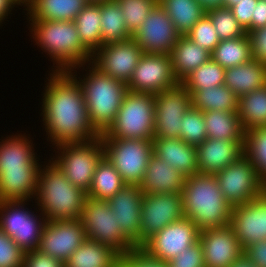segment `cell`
Instances as JSON below:
<instances>
[{
    "label": "cell",
    "mask_w": 266,
    "mask_h": 267,
    "mask_svg": "<svg viewBox=\"0 0 266 267\" xmlns=\"http://www.w3.org/2000/svg\"><path fill=\"white\" fill-rule=\"evenodd\" d=\"M43 88L40 117L50 148L89 142L100 137L92 127L77 79L69 71H49Z\"/></svg>",
    "instance_id": "cell-1"
},
{
    "label": "cell",
    "mask_w": 266,
    "mask_h": 267,
    "mask_svg": "<svg viewBox=\"0 0 266 267\" xmlns=\"http://www.w3.org/2000/svg\"><path fill=\"white\" fill-rule=\"evenodd\" d=\"M29 35L52 61L51 71H69L90 63L92 53L80 40L74 21L27 20Z\"/></svg>",
    "instance_id": "cell-3"
},
{
    "label": "cell",
    "mask_w": 266,
    "mask_h": 267,
    "mask_svg": "<svg viewBox=\"0 0 266 267\" xmlns=\"http://www.w3.org/2000/svg\"><path fill=\"white\" fill-rule=\"evenodd\" d=\"M199 229L187 217L153 234L140 247L162 262H168L199 240Z\"/></svg>",
    "instance_id": "cell-14"
},
{
    "label": "cell",
    "mask_w": 266,
    "mask_h": 267,
    "mask_svg": "<svg viewBox=\"0 0 266 267\" xmlns=\"http://www.w3.org/2000/svg\"><path fill=\"white\" fill-rule=\"evenodd\" d=\"M69 72L82 88L92 127L100 135L105 133L114 123L124 96L128 92L127 84L102 73L91 63L72 68Z\"/></svg>",
    "instance_id": "cell-4"
},
{
    "label": "cell",
    "mask_w": 266,
    "mask_h": 267,
    "mask_svg": "<svg viewBox=\"0 0 266 267\" xmlns=\"http://www.w3.org/2000/svg\"><path fill=\"white\" fill-rule=\"evenodd\" d=\"M168 267H206L204 251L199 240L167 262Z\"/></svg>",
    "instance_id": "cell-46"
},
{
    "label": "cell",
    "mask_w": 266,
    "mask_h": 267,
    "mask_svg": "<svg viewBox=\"0 0 266 267\" xmlns=\"http://www.w3.org/2000/svg\"><path fill=\"white\" fill-rule=\"evenodd\" d=\"M80 220L84 227L86 239L108 245L120 255L137 247L121 231L115 214L106 200L87 196Z\"/></svg>",
    "instance_id": "cell-10"
},
{
    "label": "cell",
    "mask_w": 266,
    "mask_h": 267,
    "mask_svg": "<svg viewBox=\"0 0 266 267\" xmlns=\"http://www.w3.org/2000/svg\"><path fill=\"white\" fill-rule=\"evenodd\" d=\"M122 11L125 24L133 35L141 27L158 0H116Z\"/></svg>",
    "instance_id": "cell-41"
},
{
    "label": "cell",
    "mask_w": 266,
    "mask_h": 267,
    "mask_svg": "<svg viewBox=\"0 0 266 267\" xmlns=\"http://www.w3.org/2000/svg\"><path fill=\"white\" fill-rule=\"evenodd\" d=\"M191 41L206 49L210 53L220 42L219 36L213 26L211 19L205 14L193 28L185 34Z\"/></svg>",
    "instance_id": "cell-43"
},
{
    "label": "cell",
    "mask_w": 266,
    "mask_h": 267,
    "mask_svg": "<svg viewBox=\"0 0 266 267\" xmlns=\"http://www.w3.org/2000/svg\"><path fill=\"white\" fill-rule=\"evenodd\" d=\"M211 58L225 70L249 62L253 58L248 35L220 40L212 51Z\"/></svg>",
    "instance_id": "cell-37"
},
{
    "label": "cell",
    "mask_w": 266,
    "mask_h": 267,
    "mask_svg": "<svg viewBox=\"0 0 266 267\" xmlns=\"http://www.w3.org/2000/svg\"><path fill=\"white\" fill-rule=\"evenodd\" d=\"M88 0H25L26 20L74 21Z\"/></svg>",
    "instance_id": "cell-26"
},
{
    "label": "cell",
    "mask_w": 266,
    "mask_h": 267,
    "mask_svg": "<svg viewBox=\"0 0 266 267\" xmlns=\"http://www.w3.org/2000/svg\"><path fill=\"white\" fill-rule=\"evenodd\" d=\"M244 255L257 267H266V240L258 241L246 247Z\"/></svg>",
    "instance_id": "cell-50"
},
{
    "label": "cell",
    "mask_w": 266,
    "mask_h": 267,
    "mask_svg": "<svg viewBox=\"0 0 266 267\" xmlns=\"http://www.w3.org/2000/svg\"><path fill=\"white\" fill-rule=\"evenodd\" d=\"M22 267H65V263L39 250H34L24 254Z\"/></svg>",
    "instance_id": "cell-49"
},
{
    "label": "cell",
    "mask_w": 266,
    "mask_h": 267,
    "mask_svg": "<svg viewBox=\"0 0 266 267\" xmlns=\"http://www.w3.org/2000/svg\"><path fill=\"white\" fill-rule=\"evenodd\" d=\"M153 153L186 177L198 172L196 146L180 138H153Z\"/></svg>",
    "instance_id": "cell-25"
},
{
    "label": "cell",
    "mask_w": 266,
    "mask_h": 267,
    "mask_svg": "<svg viewBox=\"0 0 266 267\" xmlns=\"http://www.w3.org/2000/svg\"><path fill=\"white\" fill-rule=\"evenodd\" d=\"M86 197L87 193L74 186L51 159L43 161L34 207H38L47 221L80 219Z\"/></svg>",
    "instance_id": "cell-5"
},
{
    "label": "cell",
    "mask_w": 266,
    "mask_h": 267,
    "mask_svg": "<svg viewBox=\"0 0 266 267\" xmlns=\"http://www.w3.org/2000/svg\"><path fill=\"white\" fill-rule=\"evenodd\" d=\"M155 97L154 138H180L181 121L191 107V95L182 82L167 88Z\"/></svg>",
    "instance_id": "cell-13"
},
{
    "label": "cell",
    "mask_w": 266,
    "mask_h": 267,
    "mask_svg": "<svg viewBox=\"0 0 266 267\" xmlns=\"http://www.w3.org/2000/svg\"><path fill=\"white\" fill-rule=\"evenodd\" d=\"M173 73L182 82L190 73L211 58V53L187 36L181 35L171 53Z\"/></svg>",
    "instance_id": "cell-28"
},
{
    "label": "cell",
    "mask_w": 266,
    "mask_h": 267,
    "mask_svg": "<svg viewBox=\"0 0 266 267\" xmlns=\"http://www.w3.org/2000/svg\"><path fill=\"white\" fill-rule=\"evenodd\" d=\"M180 126V139L187 144L197 146L208 138L203 112L192 106L185 112Z\"/></svg>",
    "instance_id": "cell-42"
},
{
    "label": "cell",
    "mask_w": 266,
    "mask_h": 267,
    "mask_svg": "<svg viewBox=\"0 0 266 267\" xmlns=\"http://www.w3.org/2000/svg\"><path fill=\"white\" fill-rule=\"evenodd\" d=\"M100 9L102 46L125 41L132 37L116 0L101 2Z\"/></svg>",
    "instance_id": "cell-34"
},
{
    "label": "cell",
    "mask_w": 266,
    "mask_h": 267,
    "mask_svg": "<svg viewBox=\"0 0 266 267\" xmlns=\"http://www.w3.org/2000/svg\"><path fill=\"white\" fill-rule=\"evenodd\" d=\"M229 267H257L244 254L236 259Z\"/></svg>",
    "instance_id": "cell-54"
},
{
    "label": "cell",
    "mask_w": 266,
    "mask_h": 267,
    "mask_svg": "<svg viewBox=\"0 0 266 267\" xmlns=\"http://www.w3.org/2000/svg\"><path fill=\"white\" fill-rule=\"evenodd\" d=\"M118 267H168L166 262L157 260L140 246L120 255Z\"/></svg>",
    "instance_id": "cell-45"
},
{
    "label": "cell",
    "mask_w": 266,
    "mask_h": 267,
    "mask_svg": "<svg viewBox=\"0 0 266 267\" xmlns=\"http://www.w3.org/2000/svg\"><path fill=\"white\" fill-rule=\"evenodd\" d=\"M225 69L212 58L190 73L182 83L187 90H203L224 85Z\"/></svg>",
    "instance_id": "cell-38"
},
{
    "label": "cell",
    "mask_w": 266,
    "mask_h": 267,
    "mask_svg": "<svg viewBox=\"0 0 266 267\" xmlns=\"http://www.w3.org/2000/svg\"><path fill=\"white\" fill-rule=\"evenodd\" d=\"M220 40L239 38L247 33L234 17L232 10L228 7H218L206 11Z\"/></svg>",
    "instance_id": "cell-40"
},
{
    "label": "cell",
    "mask_w": 266,
    "mask_h": 267,
    "mask_svg": "<svg viewBox=\"0 0 266 267\" xmlns=\"http://www.w3.org/2000/svg\"><path fill=\"white\" fill-rule=\"evenodd\" d=\"M17 132L0 138V201L34 200L37 191L43 161L35 151L34 138Z\"/></svg>",
    "instance_id": "cell-2"
},
{
    "label": "cell",
    "mask_w": 266,
    "mask_h": 267,
    "mask_svg": "<svg viewBox=\"0 0 266 267\" xmlns=\"http://www.w3.org/2000/svg\"><path fill=\"white\" fill-rule=\"evenodd\" d=\"M25 252L0 229V267H22Z\"/></svg>",
    "instance_id": "cell-44"
},
{
    "label": "cell",
    "mask_w": 266,
    "mask_h": 267,
    "mask_svg": "<svg viewBox=\"0 0 266 267\" xmlns=\"http://www.w3.org/2000/svg\"><path fill=\"white\" fill-rule=\"evenodd\" d=\"M181 197L184 217L193 221L199 231L229 226L232 207L213 174L186 177Z\"/></svg>",
    "instance_id": "cell-6"
},
{
    "label": "cell",
    "mask_w": 266,
    "mask_h": 267,
    "mask_svg": "<svg viewBox=\"0 0 266 267\" xmlns=\"http://www.w3.org/2000/svg\"><path fill=\"white\" fill-rule=\"evenodd\" d=\"M237 112L245 132L266 126V86L239 97Z\"/></svg>",
    "instance_id": "cell-36"
},
{
    "label": "cell",
    "mask_w": 266,
    "mask_h": 267,
    "mask_svg": "<svg viewBox=\"0 0 266 267\" xmlns=\"http://www.w3.org/2000/svg\"><path fill=\"white\" fill-rule=\"evenodd\" d=\"M206 267H229L244 254V248L230 226L199 232Z\"/></svg>",
    "instance_id": "cell-21"
},
{
    "label": "cell",
    "mask_w": 266,
    "mask_h": 267,
    "mask_svg": "<svg viewBox=\"0 0 266 267\" xmlns=\"http://www.w3.org/2000/svg\"><path fill=\"white\" fill-rule=\"evenodd\" d=\"M224 85L239 98L266 86V65L252 59L225 70Z\"/></svg>",
    "instance_id": "cell-27"
},
{
    "label": "cell",
    "mask_w": 266,
    "mask_h": 267,
    "mask_svg": "<svg viewBox=\"0 0 266 267\" xmlns=\"http://www.w3.org/2000/svg\"><path fill=\"white\" fill-rule=\"evenodd\" d=\"M266 26V0H258L251 18V31Z\"/></svg>",
    "instance_id": "cell-51"
},
{
    "label": "cell",
    "mask_w": 266,
    "mask_h": 267,
    "mask_svg": "<svg viewBox=\"0 0 266 267\" xmlns=\"http://www.w3.org/2000/svg\"><path fill=\"white\" fill-rule=\"evenodd\" d=\"M154 128V94L128 91L124 96L114 123L100 137L152 140L154 138Z\"/></svg>",
    "instance_id": "cell-7"
},
{
    "label": "cell",
    "mask_w": 266,
    "mask_h": 267,
    "mask_svg": "<svg viewBox=\"0 0 266 267\" xmlns=\"http://www.w3.org/2000/svg\"><path fill=\"white\" fill-rule=\"evenodd\" d=\"M104 156L120 173L127 185H140L151 156L152 140L101 138Z\"/></svg>",
    "instance_id": "cell-11"
},
{
    "label": "cell",
    "mask_w": 266,
    "mask_h": 267,
    "mask_svg": "<svg viewBox=\"0 0 266 267\" xmlns=\"http://www.w3.org/2000/svg\"><path fill=\"white\" fill-rule=\"evenodd\" d=\"M120 254L108 245L86 239L70 256L65 267H118Z\"/></svg>",
    "instance_id": "cell-29"
},
{
    "label": "cell",
    "mask_w": 266,
    "mask_h": 267,
    "mask_svg": "<svg viewBox=\"0 0 266 267\" xmlns=\"http://www.w3.org/2000/svg\"><path fill=\"white\" fill-rule=\"evenodd\" d=\"M252 58L266 65V26L247 32Z\"/></svg>",
    "instance_id": "cell-47"
},
{
    "label": "cell",
    "mask_w": 266,
    "mask_h": 267,
    "mask_svg": "<svg viewBox=\"0 0 266 267\" xmlns=\"http://www.w3.org/2000/svg\"><path fill=\"white\" fill-rule=\"evenodd\" d=\"M23 7L24 3H25V0H17Z\"/></svg>",
    "instance_id": "cell-57"
},
{
    "label": "cell",
    "mask_w": 266,
    "mask_h": 267,
    "mask_svg": "<svg viewBox=\"0 0 266 267\" xmlns=\"http://www.w3.org/2000/svg\"><path fill=\"white\" fill-rule=\"evenodd\" d=\"M244 154L266 183V126L249 129L245 132Z\"/></svg>",
    "instance_id": "cell-39"
},
{
    "label": "cell",
    "mask_w": 266,
    "mask_h": 267,
    "mask_svg": "<svg viewBox=\"0 0 266 267\" xmlns=\"http://www.w3.org/2000/svg\"><path fill=\"white\" fill-rule=\"evenodd\" d=\"M30 202L33 200L0 201V229L25 253L38 249L47 221L38 207L27 208Z\"/></svg>",
    "instance_id": "cell-9"
},
{
    "label": "cell",
    "mask_w": 266,
    "mask_h": 267,
    "mask_svg": "<svg viewBox=\"0 0 266 267\" xmlns=\"http://www.w3.org/2000/svg\"><path fill=\"white\" fill-rule=\"evenodd\" d=\"M126 185L120 173L104 156L97 164L87 196L108 201Z\"/></svg>",
    "instance_id": "cell-33"
},
{
    "label": "cell",
    "mask_w": 266,
    "mask_h": 267,
    "mask_svg": "<svg viewBox=\"0 0 266 267\" xmlns=\"http://www.w3.org/2000/svg\"><path fill=\"white\" fill-rule=\"evenodd\" d=\"M183 217L181 193L144 194L140 217V246L153 234Z\"/></svg>",
    "instance_id": "cell-16"
},
{
    "label": "cell",
    "mask_w": 266,
    "mask_h": 267,
    "mask_svg": "<svg viewBox=\"0 0 266 267\" xmlns=\"http://www.w3.org/2000/svg\"><path fill=\"white\" fill-rule=\"evenodd\" d=\"M142 54V48L131 37L101 46L92 54L90 63L102 73L127 84Z\"/></svg>",
    "instance_id": "cell-17"
},
{
    "label": "cell",
    "mask_w": 266,
    "mask_h": 267,
    "mask_svg": "<svg viewBox=\"0 0 266 267\" xmlns=\"http://www.w3.org/2000/svg\"><path fill=\"white\" fill-rule=\"evenodd\" d=\"M176 30L185 35L206 14L198 0H158Z\"/></svg>",
    "instance_id": "cell-32"
},
{
    "label": "cell",
    "mask_w": 266,
    "mask_h": 267,
    "mask_svg": "<svg viewBox=\"0 0 266 267\" xmlns=\"http://www.w3.org/2000/svg\"><path fill=\"white\" fill-rule=\"evenodd\" d=\"M100 21V3H88L74 19L80 40L92 54L102 46Z\"/></svg>",
    "instance_id": "cell-35"
},
{
    "label": "cell",
    "mask_w": 266,
    "mask_h": 267,
    "mask_svg": "<svg viewBox=\"0 0 266 267\" xmlns=\"http://www.w3.org/2000/svg\"><path fill=\"white\" fill-rule=\"evenodd\" d=\"M229 226L244 249L266 240V191L253 201L232 207Z\"/></svg>",
    "instance_id": "cell-20"
},
{
    "label": "cell",
    "mask_w": 266,
    "mask_h": 267,
    "mask_svg": "<svg viewBox=\"0 0 266 267\" xmlns=\"http://www.w3.org/2000/svg\"><path fill=\"white\" fill-rule=\"evenodd\" d=\"M177 83L170 55L143 53L127 88L130 92L155 95Z\"/></svg>",
    "instance_id": "cell-15"
},
{
    "label": "cell",
    "mask_w": 266,
    "mask_h": 267,
    "mask_svg": "<svg viewBox=\"0 0 266 267\" xmlns=\"http://www.w3.org/2000/svg\"><path fill=\"white\" fill-rule=\"evenodd\" d=\"M244 155V140L207 138L196 146L198 172L215 174Z\"/></svg>",
    "instance_id": "cell-23"
},
{
    "label": "cell",
    "mask_w": 266,
    "mask_h": 267,
    "mask_svg": "<svg viewBox=\"0 0 266 267\" xmlns=\"http://www.w3.org/2000/svg\"><path fill=\"white\" fill-rule=\"evenodd\" d=\"M89 3H101V2H105V1H110V0H88Z\"/></svg>",
    "instance_id": "cell-56"
},
{
    "label": "cell",
    "mask_w": 266,
    "mask_h": 267,
    "mask_svg": "<svg viewBox=\"0 0 266 267\" xmlns=\"http://www.w3.org/2000/svg\"><path fill=\"white\" fill-rule=\"evenodd\" d=\"M224 0H198L200 5L206 10L218 8L223 6Z\"/></svg>",
    "instance_id": "cell-53"
},
{
    "label": "cell",
    "mask_w": 266,
    "mask_h": 267,
    "mask_svg": "<svg viewBox=\"0 0 266 267\" xmlns=\"http://www.w3.org/2000/svg\"><path fill=\"white\" fill-rule=\"evenodd\" d=\"M191 95V106L205 111H238V97L226 85H219L203 90H188Z\"/></svg>",
    "instance_id": "cell-30"
},
{
    "label": "cell",
    "mask_w": 266,
    "mask_h": 267,
    "mask_svg": "<svg viewBox=\"0 0 266 267\" xmlns=\"http://www.w3.org/2000/svg\"><path fill=\"white\" fill-rule=\"evenodd\" d=\"M85 240L80 219L46 221L37 250L66 263Z\"/></svg>",
    "instance_id": "cell-19"
},
{
    "label": "cell",
    "mask_w": 266,
    "mask_h": 267,
    "mask_svg": "<svg viewBox=\"0 0 266 267\" xmlns=\"http://www.w3.org/2000/svg\"><path fill=\"white\" fill-rule=\"evenodd\" d=\"M238 1H241V0H224L223 1V7L231 8L233 5L238 3Z\"/></svg>",
    "instance_id": "cell-55"
},
{
    "label": "cell",
    "mask_w": 266,
    "mask_h": 267,
    "mask_svg": "<svg viewBox=\"0 0 266 267\" xmlns=\"http://www.w3.org/2000/svg\"><path fill=\"white\" fill-rule=\"evenodd\" d=\"M144 194L138 185H126L108 200L121 231L140 246L141 204Z\"/></svg>",
    "instance_id": "cell-22"
},
{
    "label": "cell",
    "mask_w": 266,
    "mask_h": 267,
    "mask_svg": "<svg viewBox=\"0 0 266 267\" xmlns=\"http://www.w3.org/2000/svg\"><path fill=\"white\" fill-rule=\"evenodd\" d=\"M19 6L22 7V5L17 1V0H0V25L3 26L2 24L6 23L4 21H8L7 19L9 16L13 14V10L15 8H19ZM12 12V13H11Z\"/></svg>",
    "instance_id": "cell-52"
},
{
    "label": "cell",
    "mask_w": 266,
    "mask_h": 267,
    "mask_svg": "<svg viewBox=\"0 0 266 267\" xmlns=\"http://www.w3.org/2000/svg\"><path fill=\"white\" fill-rule=\"evenodd\" d=\"M214 176L231 207L253 201L266 191V183L245 154Z\"/></svg>",
    "instance_id": "cell-12"
},
{
    "label": "cell",
    "mask_w": 266,
    "mask_h": 267,
    "mask_svg": "<svg viewBox=\"0 0 266 267\" xmlns=\"http://www.w3.org/2000/svg\"><path fill=\"white\" fill-rule=\"evenodd\" d=\"M185 179V175L153 153L139 187L143 194L181 193Z\"/></svg>",
    "instance_id": "cell-24"
},
{
    "label": "cell",
    "mask_w": 266,
    "mask_h": 267,
    "mask_svg": "<svg viewBox=\"0 0 266 267\" xmlns=\"http://www.w3.org/2000/svg\"><path fill=\"white\" fill-rule=\"evenodd\" d=\"M180 36L170 17L158 3L132 38L143 53L170 55Z\"/></svg>",
    "instance_id": "cell-18"
},
{
    "label": "cell",
    "mask_w": 266,
    "mask_h": 267,
    "mask_svg": "<svg viewBox=\"0 0 266 267\" xmlns=\"http://www.w3.org/2000/svg\"><path fill=\"white\" fill-rule=\"evenodd\" d=\"M257 2L258 0H241L230 8L246 33L251 31V18Z\"/></svg>",
    "instance_id": "cell-48"
},
{
    "label": "cell",
    "mask_w": 266,
    "mask_h": 267,
    "mask_svg": "<svg viewBox=\"0 0 266 267\" xmlns=\"http://www.w3.org/2000/svg\"><path fill=\"white\" fill-rule=\"evenodd\" d=\"M51 150L55 154L51 153L50 159L66 178L88 193L97 164L104 157L101 137L89 142L58 145Z\"/></svg>",
    "instance_id": "cell-8"
},
{
    "label": "cell",
    "mask_w": 266,
    "mask_h": 267,
    "mask_svg": "<svg viewBox=\"0 0 266 267\" xmlns=\"http://www.w3.org/2000/svg\"><path fill=\"white\" fill-rule=\"evenodd\" d=\"M207 137L221 140H244L245 131L238 112H203Z\"/></svg>",
    "instance_id": "cell-31"
}]
</instances>
